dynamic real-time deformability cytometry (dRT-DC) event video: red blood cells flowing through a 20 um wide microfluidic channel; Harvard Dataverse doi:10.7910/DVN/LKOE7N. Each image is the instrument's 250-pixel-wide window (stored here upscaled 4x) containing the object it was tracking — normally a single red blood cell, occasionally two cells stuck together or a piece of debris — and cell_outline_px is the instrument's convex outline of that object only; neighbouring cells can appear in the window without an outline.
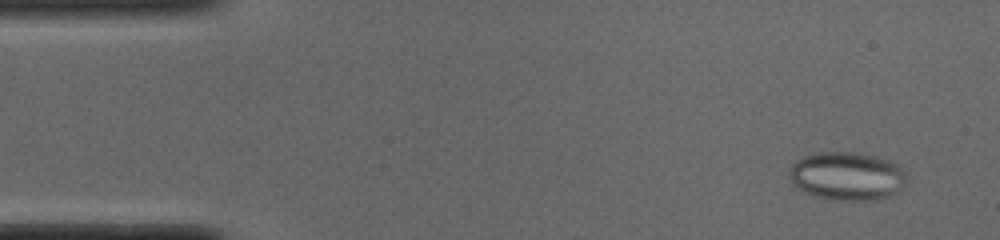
{"species": "common noctule bat (a hibernating species)", "species_latin": "Nyctalus noctula", "temperature_condition": "cold", "stored_images_in_passage": 54, "camera_frame_rate_fps": 3000, "um_per_image_px": 0.085, "animal": {"sex": "male", "body_mass_g": 19.0, "forearm_length_mm": 50.8}, "frame": {"image": 1, "passage_image": 4, "time_ms": 1.0, "image_size_px": [1000, 240], "cell_outline_px": [[908, 176], [904, 188], [900, 192], [888, 196], [872, 200], [848, 200], [812, 196], [804, 192], [788, 176], [788, 172], [792, 164], [796, 160], [812, 152], [856, 152], [876, 156], [888, 160], [896, 164]], "centroid_in_image_um": [72.02, 14.95], "position_along_channel_um": 13.0, "area_um2": 33.18}}
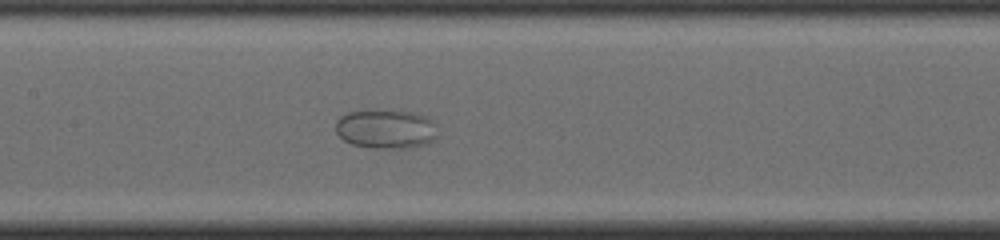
{"frame": {"image": 2, "passage_image": 25, "time_ms": 8.0, "image_size_px": [1000, 240], "cell_outline_px": [[436, 140], [428, 144], [412, 148], [376, 148], [352, 144], [344, 140], [336, 132], [336, 120], [340, 116], [348, 112], [408, 112], [424, 116], [432, 120], [436, 136]], "centroid_in_image_um": [32.81, 11.01], "position_along_channel_um": 174.6, "area_um2": 22.72}}
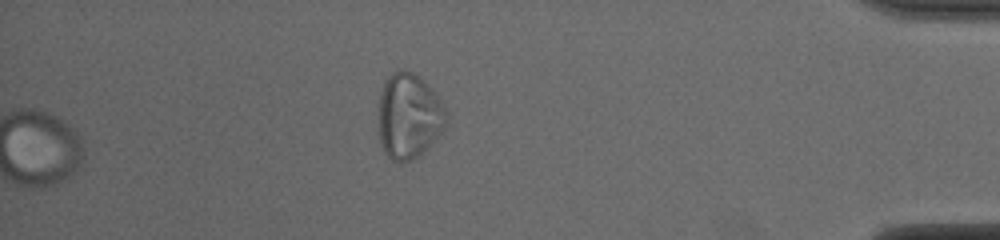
{"frame": {"image": 3, "passage_image": 54, "time_ms": 17.667, "image_size_px": [1000, 240], "cell_outline_px": [[444, 128], [424, 152], [420, 156], [408, 160], [392, 160], [384, 152], [380, 144], [380, 92], [384, 80], [392, 72], [404, 68], [412, 72], [428, 84], [432, 88], [440, 100], [444, 108]], "centroid_in_image_um": [34.73, 9.83], "position_along_channel_um": 400.5, "area_um2": 33.23}}